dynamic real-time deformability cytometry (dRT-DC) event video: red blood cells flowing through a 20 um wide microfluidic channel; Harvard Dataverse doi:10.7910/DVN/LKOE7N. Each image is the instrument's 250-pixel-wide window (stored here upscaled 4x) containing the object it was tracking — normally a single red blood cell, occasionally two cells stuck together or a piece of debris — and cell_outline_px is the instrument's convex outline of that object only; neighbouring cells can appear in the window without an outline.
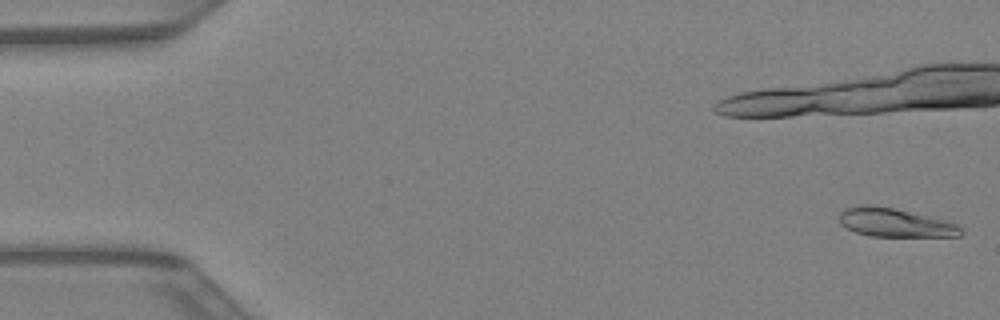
{"species": "Egyptian fruit bat (a non-hibernating species)", "species_latin": "Rousettus aegyptiacus", "temperature_condition": "warm", "stored_images_in_passage": 24, "camera_frame_rate_fps": 3000, "um_per_image_px": 0.085, "animal": {"sex": "female"}, "frame": {"image": 1, "passage_image": 1, "time_ms": 0.0, "image_size_px": [1000, 320], "cell_outline_px": [[964, 232], [960, 236], [872, 236], [856, 232], [840, 224], [840, 212], [848, 208], [864, 204], [872, 204], [892, 208], [956, 224]], "centroid_in_image_um": [76.03, 18.93], "position_along_channel_um": 9.0, "area_um2": 19.65}}